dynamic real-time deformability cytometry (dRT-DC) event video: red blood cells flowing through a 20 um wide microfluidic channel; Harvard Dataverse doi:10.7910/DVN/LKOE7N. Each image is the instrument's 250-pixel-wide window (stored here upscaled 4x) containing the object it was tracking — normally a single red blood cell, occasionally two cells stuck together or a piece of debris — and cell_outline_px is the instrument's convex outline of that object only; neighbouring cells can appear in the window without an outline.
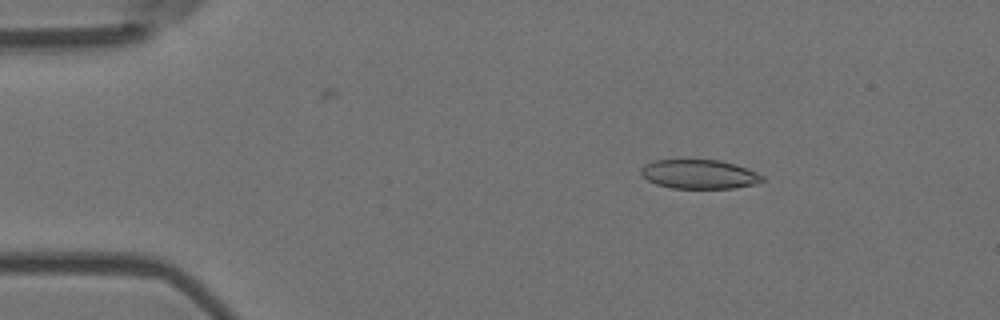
{"species": "Egyptian fruit bat (a non-hibernating species)", "species_latin": "Rousettus aegyptiacus", "temperature_condition": "room temperature", "stored_images_in_passage": 5, "camera_frame_rate_fps": 3000, "um_per_image_px": 0.085, "animal": {"sex": "female"}, "frame": {"image": 1, "passage_image": 3, "time_ms": 0.667, "image_size_px": [1000, 320], "cell_outline_px": [[764, 180], [756, 184], [732, 188], [672, 188], [656, 184], [648, 180], [640, 172], [640, 168], [644, 164], [652, 160], [720, 160], [736, 164], [748, 168], [764, 176]], "centroid_in_image_um": [59.44, 14.8], "position_along_channel_um": 25.6, "area_um2": 20.69}}
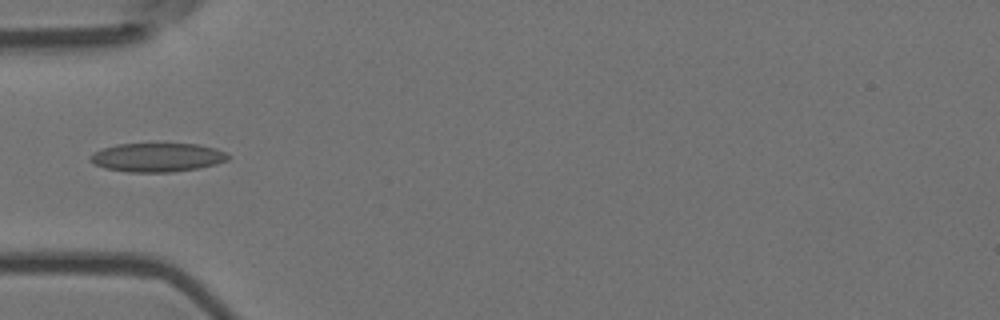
{"frame": {"image": 2, "passage_image": 5, "time_ms": 1.333, "image_size_px": [1000, 320], "cell_outline_px": [[228, 160], [216, 164], [196, 168], [172, 172], [128, 172], [104, 168], [88, 160], [88, 156], [100, 148], [116, 144], [196, 144], [216, 148], [224, 152], [228, 156]], "centroid_in_image_um": [13.31, 13.37], "position_along_channel_um": 71.7, "area_um2": 23.12}}